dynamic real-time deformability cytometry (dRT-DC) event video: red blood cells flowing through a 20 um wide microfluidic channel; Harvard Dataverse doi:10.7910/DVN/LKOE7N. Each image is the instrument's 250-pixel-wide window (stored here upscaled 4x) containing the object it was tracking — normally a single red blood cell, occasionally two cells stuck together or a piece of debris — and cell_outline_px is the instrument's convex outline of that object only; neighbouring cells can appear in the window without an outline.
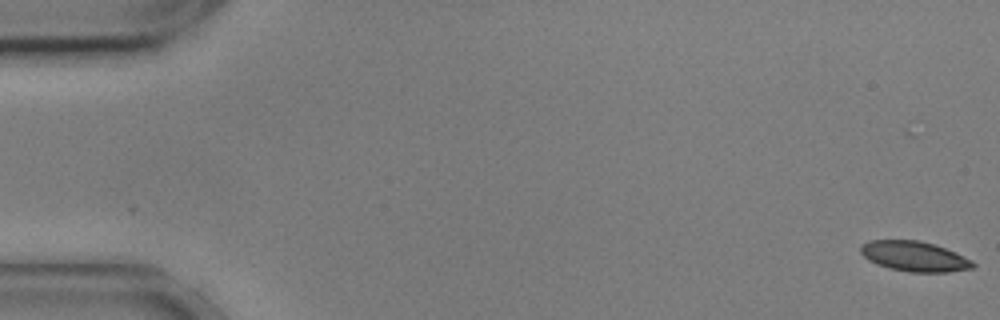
{"species": "common noctule bat (a hibernating species)", "species_latin": "Nyctalus noctula", "temperature_condition": "cold", "stored_images_in_passage": 56, "camera_frame_rate_fps": 3000, "um_per_image_px": 0.085, "animal": {"sex": "male", "body_mass_g": 17.9, "forearm_length_mm": 54.2}, "frame": {"image": 1, "passage_image": 1, "time_ms": 0.0, "image_size_px": [1000, 320], "cell_outline_px": [[976, 264], [972, 268], [948, 272], [908, 272], [888, 268], [876, 264], [868, 260], [860, 252], [860, 244], [868, 240], [916, 240], [932, 244], [944, 248], [972, 260]], "centroid_in_image_um": [77.67, 21.79], "position_along_channel_um": 7.3, "area_um2": 19.65}}
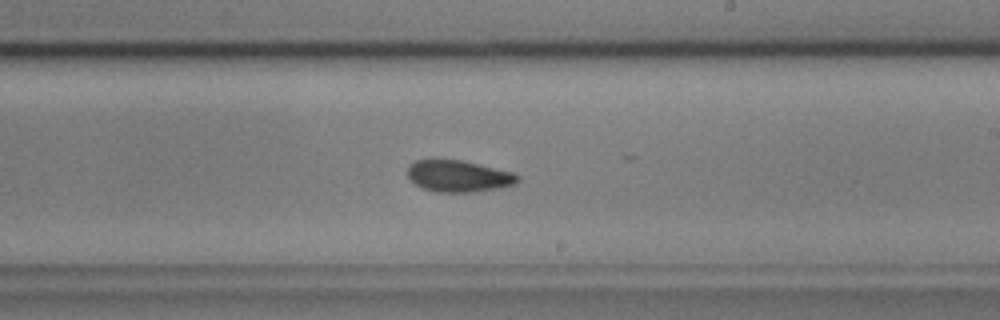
{"frame": {"image": 2, "passage_image": 33, "time_ms": 10.667, "image_size_px": [1000, 320], "cell_outline_px": [[520, 180], [516, 184], [500, 188], [472, 192], [436, 192], [424, 188], [416, 184], [408, 176], [408, 164], [416, 160], [460, 160], [516, 172], [520, 176]], "centroid_in_image_um": [39.04, 14.97], "position_along_channel_um": 250.0, "area_um2": 20.35}}
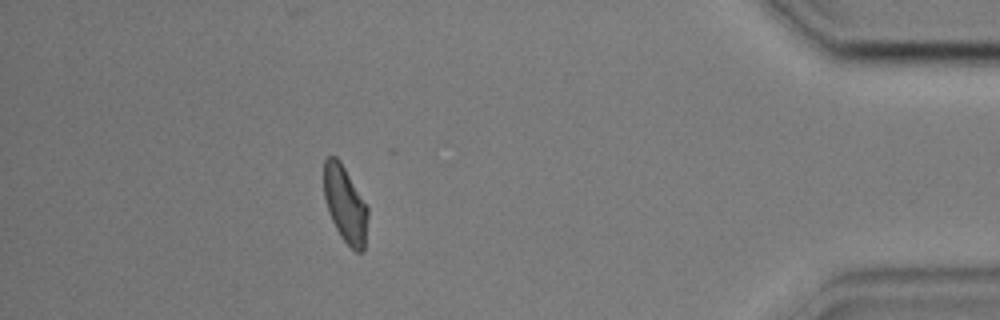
{"frame": {"image": 3, "passage_image": 50, "time_ms": 16.333, "image_size_px": [1000, 320], "cell_outline_px": [[368, 216], [364, 252], [356, 252], [340, 236], [328, 212], [324, 196], [324, 160], [328, 156], [336, 156], [340, 160], [368, 208]], "centroid_in_image_um": [29.33, 17.37], "position_along_channel_um": 405.9, "area_um2": 19.48}, "authors_computed_cell_mechanics": {"area_um2": 20.0855, "velocity_mm_per_s": 3.5846, "shape_relaxation_time_tau1_ms": 8.1917, "shape_relaxation_time_tau2_ms": 5.1036, "deformation_change_tau1": 0.1449, "deformation_change_tau2": 0.0949}}